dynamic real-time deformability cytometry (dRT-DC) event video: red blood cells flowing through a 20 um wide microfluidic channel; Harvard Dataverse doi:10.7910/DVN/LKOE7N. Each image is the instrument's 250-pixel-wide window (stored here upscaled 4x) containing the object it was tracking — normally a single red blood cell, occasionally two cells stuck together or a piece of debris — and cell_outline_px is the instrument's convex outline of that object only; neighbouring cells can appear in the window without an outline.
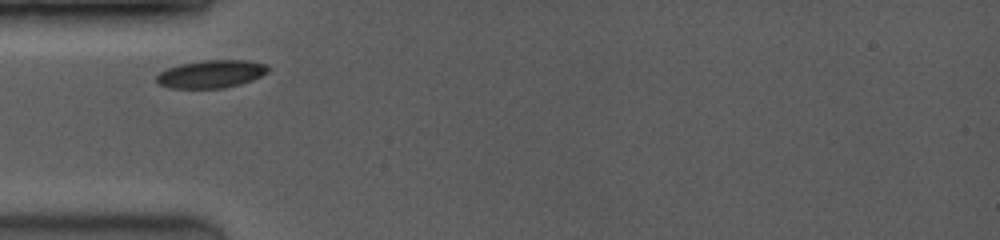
{"species": "common noctule bat (a hibernating species)", "species_latin": "Nyctalus noctula", "temperature_condition": "room temperature", "stored_images_in_passage": 2, "camera_frame_rate_fps": 3500, "um_per_image_px": 0.085, "animal": {"sex": "female", "body_mass_g": 19.0, "forearm_length_mm": 53.3}, "frame": {"image": 1, "passage_image": 1, "time_ms": 0.0, "image_size_px": [1000, 240], "cell_outline_px": [[268, 72], [252, 80], [240, 84], [224, 88], [168, 88], [160, 84], [156, 80], [156, 76], [160, 72], [168, 68], [180, 64], [200, 60], [248, 60], [268, 64]], "centroid_in_image_um": [17.96, 6.28], "position_along_channel_um": 67.0, "area_um2": 18.15}}